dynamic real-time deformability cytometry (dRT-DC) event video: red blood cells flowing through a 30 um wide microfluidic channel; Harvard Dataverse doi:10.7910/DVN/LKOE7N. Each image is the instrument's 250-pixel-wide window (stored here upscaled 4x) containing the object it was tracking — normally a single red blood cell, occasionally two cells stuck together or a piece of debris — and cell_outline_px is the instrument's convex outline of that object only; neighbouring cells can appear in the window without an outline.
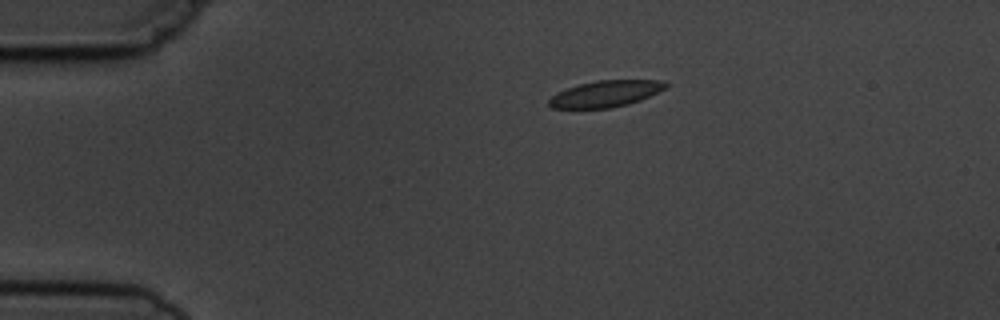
{"species": "common noctule bat (a hibernating species)", "species_latin": "Nyctalus noctula", "temperature_condition": "cold", "stored_images_in_passage": 2, "camera_frame_rate_fps": 3000, "um_per_image_px": 0.085, "animal": {"sex": "male", "body_mass_g": 19.5, "forearm_length_mm": 54.6}, "frame": {"image": 1, "passage_image": 1, "time_ms": 0.0, "image_size_px": [1000, 320], "cell_outline_px": [[668, 84], [664, 88], [640, 100], [628, 104], [608, 108], [552, 108], [548, 104], [548, 100], [556, 92], [580, 84], [596, 80], [660, 80]], "centroid_in_image_um": [51.42, 7.97], "position_along_channel_um": 33.6, "area_um2": 17.69}}